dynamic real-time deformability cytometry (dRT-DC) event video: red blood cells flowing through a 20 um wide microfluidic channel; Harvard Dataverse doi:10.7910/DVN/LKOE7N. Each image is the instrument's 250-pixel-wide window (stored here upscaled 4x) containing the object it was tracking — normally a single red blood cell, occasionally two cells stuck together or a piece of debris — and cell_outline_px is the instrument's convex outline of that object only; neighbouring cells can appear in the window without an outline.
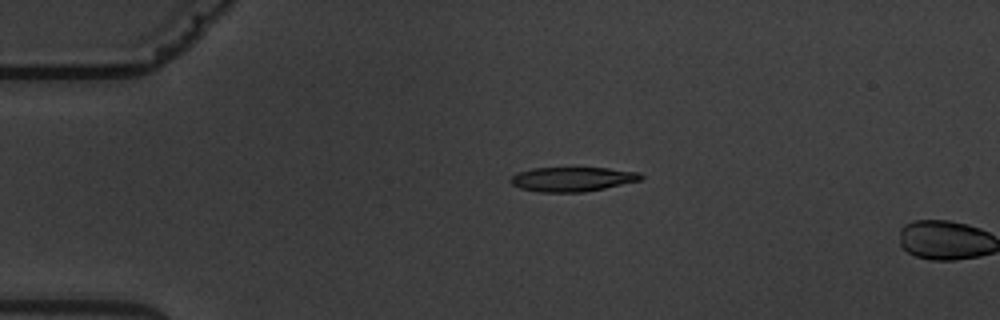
{"species": "common noctule bat (a hibernating species)", "species_latin": "Nyctalus noctula", "temperature_condition": "warm", "stored_images_in_passage": 4, "camera_frame_rate_fps": 3000, "um_per_image_px": 0.085, "animal": {"sex": "male", "body_mass_g": 19.5, "forearm_length_mm": 54.6}, "frame": {"image": 1, "passage_image": 3, "time_ms": 2.667, "image_size_px": [1000, 320], "cell_outline_px": [[644, 176], [640, 180], [604, 188], [584, 192], [536, 192], [520, 188], [512, 184], [508, 180], [516, 172], [532, 168], [608, 168], [640, 172]], "centroid_in_image_um": [48.61, 15.23], "position_along_channel_um": 36.4, "area_um2": 18.61}}